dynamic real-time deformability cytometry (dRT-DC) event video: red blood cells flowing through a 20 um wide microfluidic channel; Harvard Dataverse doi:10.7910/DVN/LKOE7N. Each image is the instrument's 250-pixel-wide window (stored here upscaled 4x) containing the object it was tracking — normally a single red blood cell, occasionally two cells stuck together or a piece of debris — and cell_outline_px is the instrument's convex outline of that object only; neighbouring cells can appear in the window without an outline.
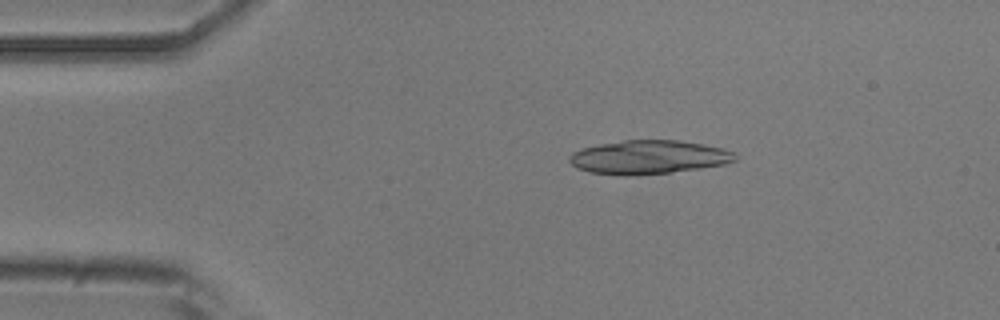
{"species": "common noctule bat (a hibernating species)", "species_latin": "Nyctalus noctula", "temperature_condition": "room temperature", "stored_images_in_passage": 4, "camera_frame_rate_fps": 3000, "um_per_image_px": 0.085, "animal": {"sex": "male", "body_mass_g": 20.5, "forearm_length_mm": 52.5}, "frame": {"image": 1, "passage_image": 3, "time_ms": 2.333, "image_size_px": [1000, 320], "cell_outline_px": [[736, 160], [728, 164], [672, 172], [624, 176], [592, 172], [580, 168], [572, 164], [568, 160], [568, 156], [572, 152], [584, 148], [600, 144], [624, 140], [676, 140], [704, 144], [724, 148], [736, 152]], "centroid_in_image_um": [55.19, 13.35], "position_along_channel_um": 29.8, "area_um2": 32.54}}